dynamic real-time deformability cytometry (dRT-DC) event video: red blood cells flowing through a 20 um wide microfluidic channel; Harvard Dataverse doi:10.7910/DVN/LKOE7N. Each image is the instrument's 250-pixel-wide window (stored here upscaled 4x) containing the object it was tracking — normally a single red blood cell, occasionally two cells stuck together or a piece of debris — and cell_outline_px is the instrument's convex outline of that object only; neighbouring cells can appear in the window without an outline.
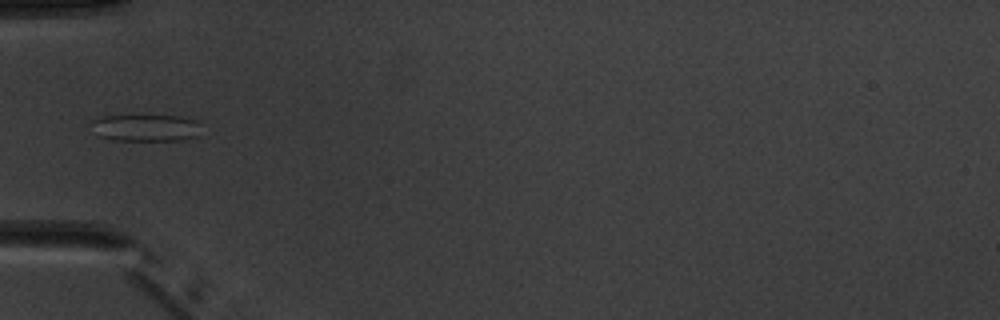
{"species": "common noctule bat (a hibernating species)", "species_latin": "Nyctalus noctula", "temperature_condition": "warm", "stored_images_in_passage": 5, "camera_frame_rate_fps": 3000, "um_per_image_px": 0.085, "animal": {"sex": "male", "body_mass_g": 20.1, "forearm_length_mm": 53.5}, "frame": {"image": 1, "passage_image": 4, "time_ms": 3.667, "image_size_px": [1000, 320], "cell_outline_px": [[196, 136], [180, 140], [112, 140], [96, 136], [92, 120], [104, 116], [180, 116], [196, 120]], "centroid_in_image_um": [12.31, 10.87], "position_along_channel_um": 72.7, "area_um2": 16.82}}
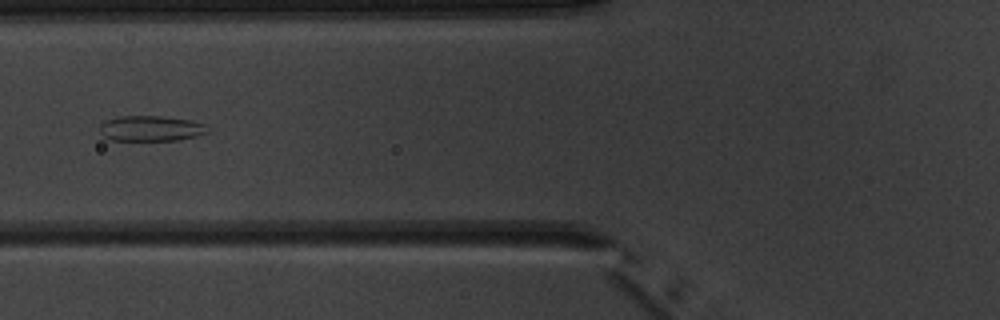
{"frame": {"image": 2, "passage_image": 5, "time_ms": 4.667, "image_size_px": [1000, 320], "cell_outline_px": [[208, 132], [196, 136], [176, 140], [112, 140], [104, 136], [100, 132], [100, 124], [104, 120], [120, 116], [164, 116], [192, 120], [204, 124]], "centroid_in_image_um": [12.8, 10.9], "position_along_channel_um": 113.0, "area_um2": 15.95}}